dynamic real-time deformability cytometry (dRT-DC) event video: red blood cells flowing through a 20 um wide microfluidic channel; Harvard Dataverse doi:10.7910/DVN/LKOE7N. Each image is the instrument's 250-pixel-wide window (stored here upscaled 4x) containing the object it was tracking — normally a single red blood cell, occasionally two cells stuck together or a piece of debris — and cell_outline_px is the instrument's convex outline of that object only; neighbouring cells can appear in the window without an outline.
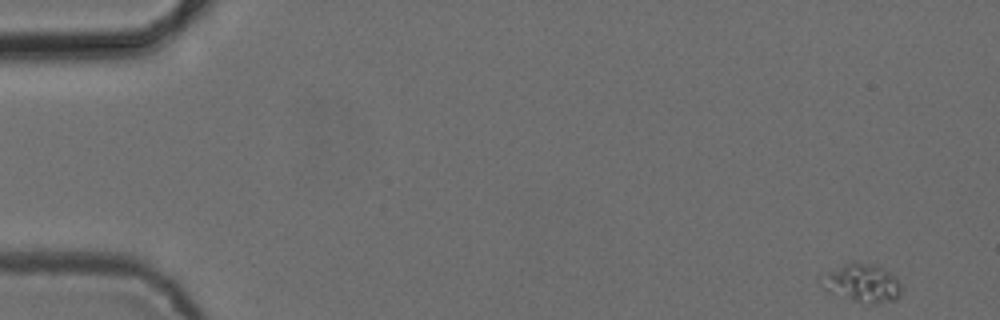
{"species": "common noctule bat (a hibernating species)", "species_latin": "Nyctalus noctula", "temperature_condition": "cold", "stored_images_in_passage": 52, "camera_frame_rate_fps": 3000, "um_per_image_px": 0.085, "animal": {"sex": "female", "body_mass_g": 24.6, "forearm_length_mm": 56.2}, "frame": {"image": 1, "passage_image": 1, "time_ms": 0.0, "image_size_px": [1000, 320], "cell_outline_px": [[900, 296], [896, 300], [872, 304], [868, 304], [828, 292], [816, 284], [816, 280], [828, 272], [852, 260], [856, 260], [876, 264], [896, 276], [900, 284]], "centroid_in_image_um": [73.24, 24.03], "position_along_channel_um": 11.8, "area_um2": 18.32}}
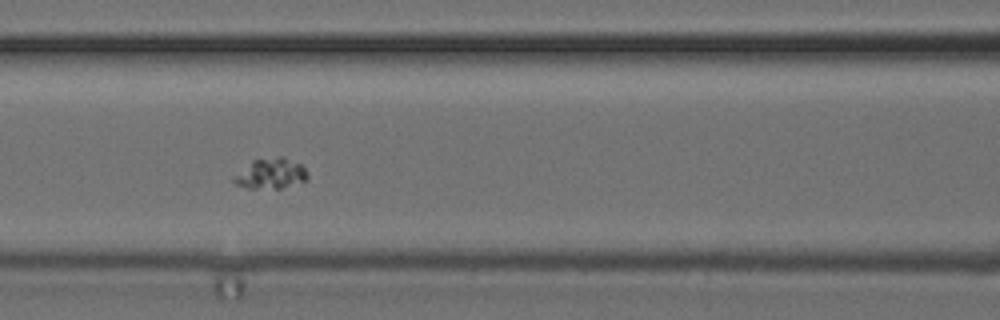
{"frame": {"image": 2, "passage_image": 22, "time_ms": 7.0, "image_size_px": [1000, 320], "cell_outline_px": [[308, 180], [280, 188], [248, 188], [236, 184], [232, 180], [252, 160], [280, 156], [284, 156], [300, 164], [308, 172]], "centroid_in_image_um": [23.07, 14.75], "position_along_channel_um": 143.5, "area_um2": 12.83}}
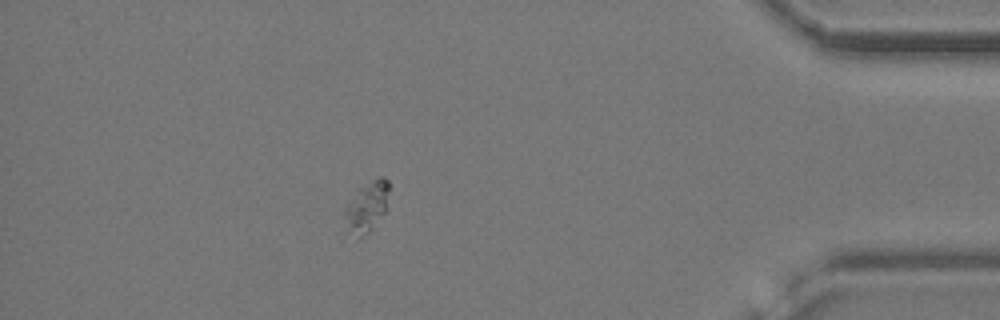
{"frame": {"image": 3, "passage_image": 46, "time_ms": 15.0, "image_size_px": [1000, 320], "cell_outline_px": [[388, 188], [384, 212], [372, 228], [368, 232], [356, 240], [344, 216], [344, 208], [360, 188], [380, 176], [384, 176], [388, 180]], "centroid_in_image_um": [31.18, 17.57], "position_along_channel_um": 404.0, "area_um2": 12.31}}